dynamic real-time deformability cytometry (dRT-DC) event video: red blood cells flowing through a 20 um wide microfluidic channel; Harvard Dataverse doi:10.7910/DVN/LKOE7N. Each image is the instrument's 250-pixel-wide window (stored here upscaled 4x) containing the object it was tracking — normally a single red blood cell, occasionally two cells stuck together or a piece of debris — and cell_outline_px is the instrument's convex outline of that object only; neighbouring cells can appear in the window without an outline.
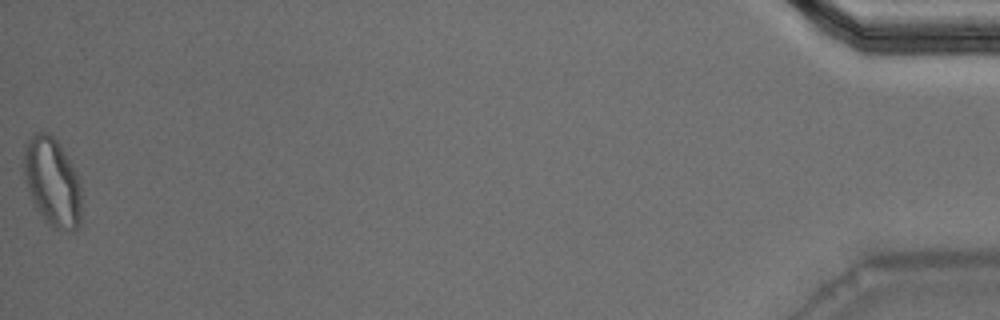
{"species": "Egyptian fruit bat (a non-hibernating species)", "species_latin": "Rousettus aegyptiacus", "temperature_condition": "warm", "stored_images_in_passage": 51, "segment_of_instrument_passage": [2, 2], "camera_frame_rate_fps": 3000, "um_per_image_px": 0.085, "animal": {"sex": "male"}, "frame": {"image": 1, "passage_image": 51, "time_ms": 16.667, "image_size_px": [1000, 320], "cell_outline_px": [[80, 224], [72, 232], [52, 228], [44, 220], [36, 208], [32, 200], [24, 180], [24, 144], [36, 132], [48, 132], [60, 144], [72, 164], [80, 180]], "centroid_in_image_um": [4.44, 15.48], "position_along_channel_um": 430.8, "area_um2": 29.94}}